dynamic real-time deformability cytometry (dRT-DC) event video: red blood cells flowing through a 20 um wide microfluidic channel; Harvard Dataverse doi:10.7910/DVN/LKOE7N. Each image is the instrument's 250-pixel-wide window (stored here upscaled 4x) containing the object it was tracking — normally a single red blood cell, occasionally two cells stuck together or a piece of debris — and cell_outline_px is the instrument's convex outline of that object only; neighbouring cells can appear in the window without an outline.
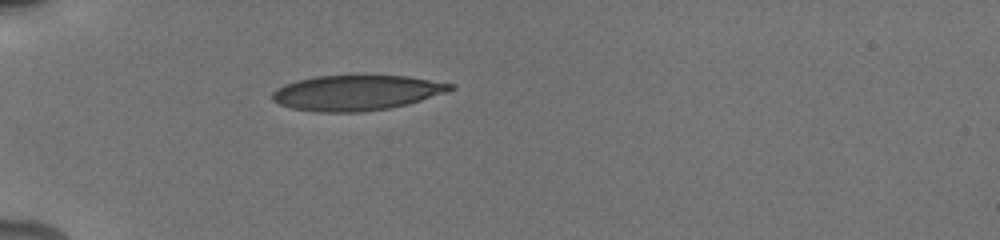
{"species": "human", "species_latin": "Homo sapiens", "temperature_condition": "cold", "stored_images_in_passage": 22, "camera_frame_rate_fps": 3000, "um_per_image_px": 0.085, "donor": {"sex": "male"}, "frame": {"image": 1, "passage_image": 1, "time_ms": 0.0, "image_size_px": [1000, 240], "cell_outline_px": [[456, 88], [448, 92], [408, 104], [388, 108], [360, 112], [316, 112], [292, 108], [280, 104], [272, 100], [272, 92], [276, 88], [284, 84], [296, 80], [316, 76], [360, 72], [364, 72], [408, 76], [456, 84]], "centroid_in_image_um": [30.33, 7.83], "position_along_channel_um": 54.7, "area_um2": 38.03}}
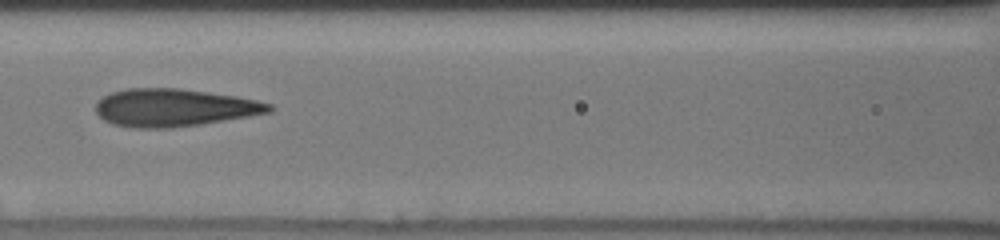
{"frame": {"image": 2, "passage_image": 16, "time_ms": 3.0, "image_size_px": [1000, 240], "cell_outline_px": [[272, 112], [200, 124], [168, 128], [132, 128], [112, 124], [104, 120], [96, 112], [96, 100], [112, 92], [124, 88], [180, 88], [236, 96], [256, 100], [272, 104]], "centroid_in_image_um": [14.76, 9.14], "position_along_channel_um": 151.8, "area_um2": 38.09}}
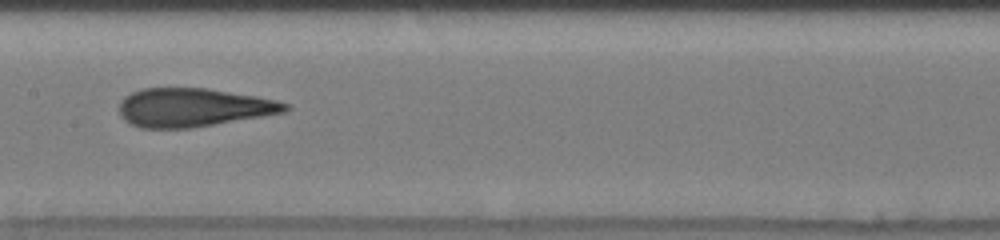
{"frame": {"image": 3, "passage_image": 21, "time_ms": 4.0, "image_size_px": [1000, 240], "cell_outline_px": [[288, 108], [284, 112], [192, 128], [140, 128], [124, 120], [120, 116], [120, 100], [124, 96], [140, 88], [208, 88], [256, 96], [276, 100], [288, 104]], "centroid_in_image_um": [16.37, 9.13], "position_along_channel_um": 191.0, "area_um2": 37.17}}